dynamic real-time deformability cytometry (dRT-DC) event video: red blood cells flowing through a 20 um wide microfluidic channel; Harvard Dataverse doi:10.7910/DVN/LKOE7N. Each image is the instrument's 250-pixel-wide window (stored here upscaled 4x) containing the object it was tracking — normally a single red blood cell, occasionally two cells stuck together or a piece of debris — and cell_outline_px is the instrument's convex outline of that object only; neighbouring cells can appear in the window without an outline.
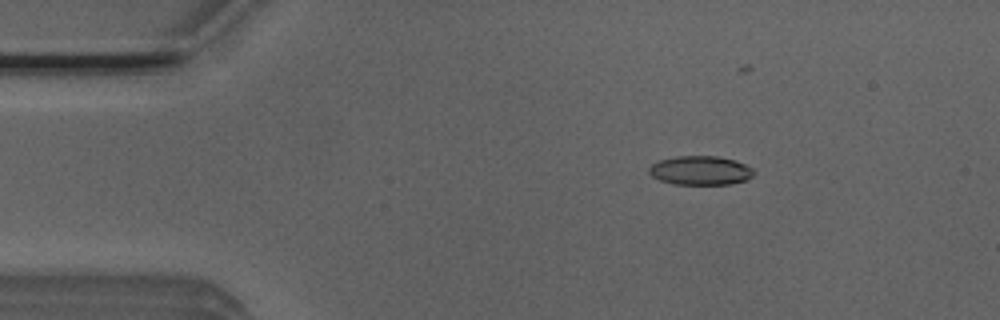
{"species": "Egyptian fruit bat (a non-hibernating species)", "species_latin": "Rousettus aegyptiacus", "temperature_condition": "room temperature", "stored_images_in_passage": 33, "camera_frame_rate_fps": 3000, "um_per_image_px": 0.085, "animal": {"sex": "male"}, "frame": {"image": 1, "passage_image": 1, "time_ms": 0.0, "image_size_px": [1000, 320], "cell_outline_px": [[756, 172], [752, 176], [744, 180], [728, 184], [672, 184], [660, 180], [652, 176], [648, 172], [648, 168], [652, 164], [660, 160], [676, 156], [716, 156], [736, 160], [752, 168]], "centroid_in_image_um": [59.52, 14.48], "position_along_channel_um": 25.5, "area_um2": 17.69}}
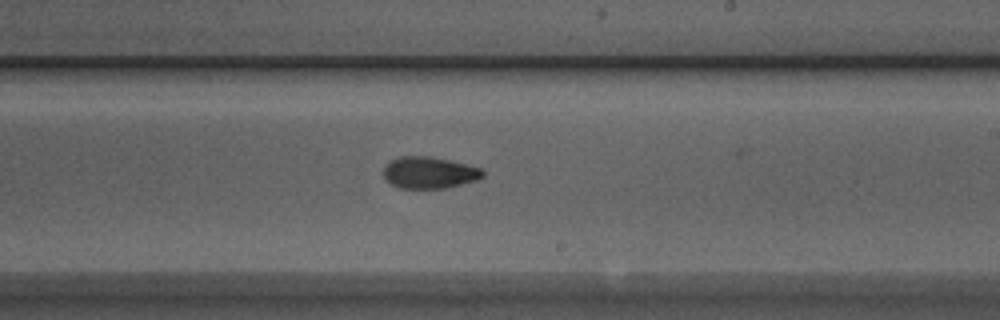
{"frame": {"image": 2, "passage_image": 23, "time_ms": 7.333, "image_size_px": [1000, 320], "cell_outline_px": [[484, 176], [476, 180], [444, 188], [396, 188], [384, 180], [384, 164], [400, 156], [428, 156], [448, 160], [480, 168], [484, 172]], "centroid_in_image_um": [36.42, 14.68], "position_along_channel_um": 252.6, "area_um2": 18.26}}
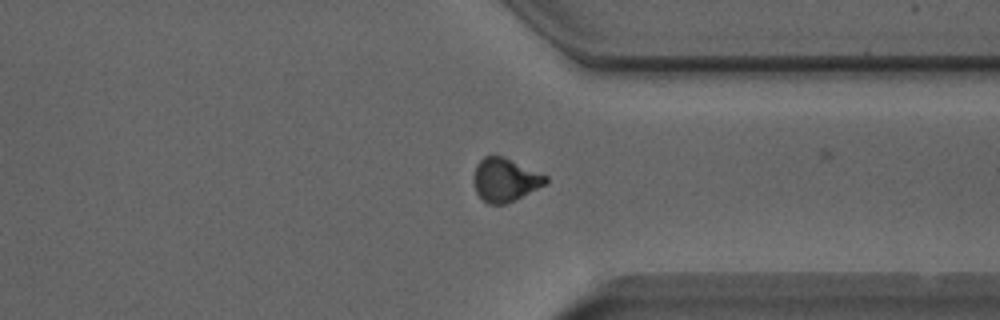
{"frame": {"image": 3, "passage_image": 32, "time_ms": 10.333, "image_size_px": [1000, 320], "cell_outline_px": [[548, 184], [504, 204], [488, 204], [476, 192], [472, 180], [476, 164], [484, 156], [504, 156], [548, 176]], "centroid_in_image_um": [42.93, 15.27], "position_along_channel_um": 368.5, "area_um2": 18.26}}